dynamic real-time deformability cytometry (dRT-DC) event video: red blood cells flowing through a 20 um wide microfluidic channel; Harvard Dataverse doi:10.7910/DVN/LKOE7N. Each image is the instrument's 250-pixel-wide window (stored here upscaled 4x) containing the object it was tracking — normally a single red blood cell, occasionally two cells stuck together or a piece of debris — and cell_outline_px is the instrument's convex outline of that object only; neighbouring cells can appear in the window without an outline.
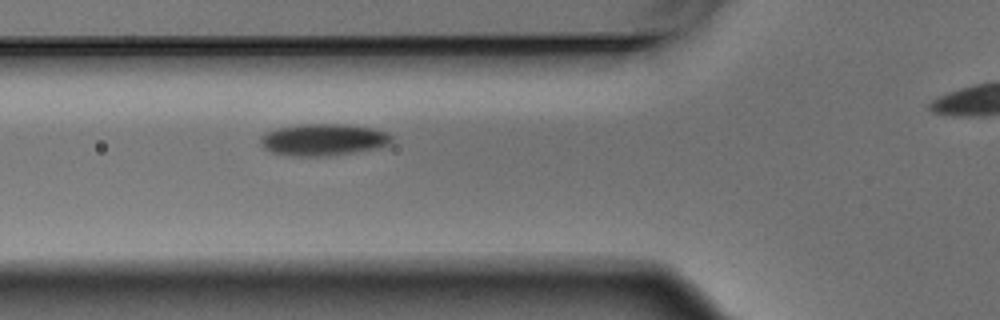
{"species": "Egyptian fruit bat (a non-hibernating species)", "species_latin": "Rousettus aegyptiacus", "temperature_condition": "warm", "stored_images_in_passage": 3, "segment_of_instrument_passage": [1, 2], "camera_frame_rate_fps": 3000, "um_per_image_px": 0.085, "animal": {"sex": "male"}, "frame": {"image": 1, "passage_image": 2, "time_ms": 0.333, "image_size_px": [1000, 320], "cell_outline_px": [[392, 144], [380, 148], [328, 156], [288, 156], [272, 152], [264, 148], [260, 144], [260, 136], [268, 132], [280, 128], [300, 124], [344, 124], [372, 128], [384, 132], [392, 136]], "centroid_in_image_um": [27.5, 11.88], "position_along_channel_um": 98.3, "area_um2": 24.39}}